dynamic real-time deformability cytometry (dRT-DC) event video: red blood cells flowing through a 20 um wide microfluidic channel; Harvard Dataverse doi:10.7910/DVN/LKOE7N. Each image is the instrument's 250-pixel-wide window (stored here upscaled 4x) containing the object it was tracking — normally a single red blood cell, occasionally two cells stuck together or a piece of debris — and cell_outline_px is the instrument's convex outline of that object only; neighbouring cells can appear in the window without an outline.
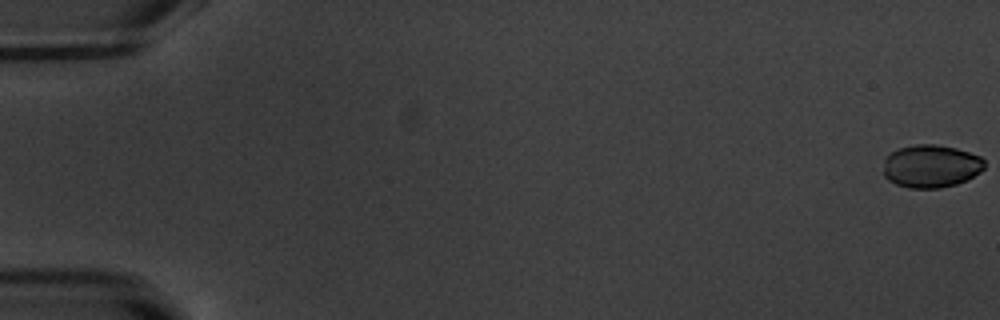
{"species": "common noctule bat (a hibernating species)", "species_latin": "Nyctalus noctula", "temperature_condition": "warm", "stored_images_in_passage": 54, "camera_frame_rate_fps": 3000, "um_per_image_px": 0.085, "animal": {"sex": "male", "body_mass_g": 20.1, "forearm_length_mm": 53.5}, "frame": {"image": 1, "passage_image": 1, "time_ms": 0.0, "image_size_px": [1000, 320], "cell_outline_px": [[984, 168], [980, 172], [956, 184], [940, 188], [908, 188], [896, 184], [888, 180], [884, 176], [884, 160], [896, 148], [916, 144], [936, 144], [956, 148], [980, 156], [984, 160]], "centroid_in_image_um": [79.11, 14.12], "position_along_channel_um": 5.9, "area_um2": 25.26}}
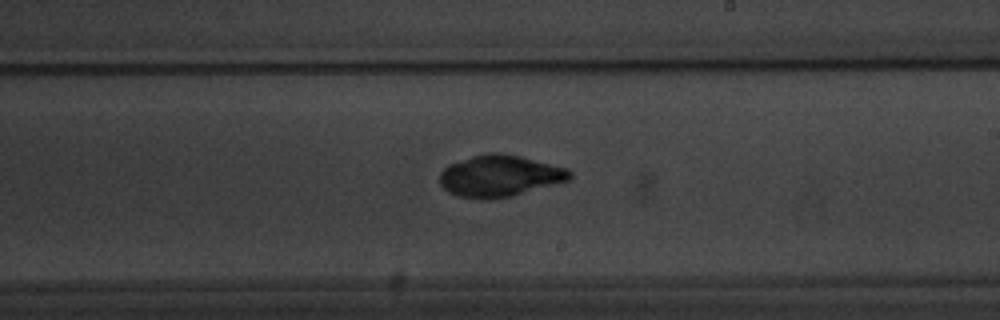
{"frame": {"image": 2, "passage_image": 33, "time_ms": 10.667, "image_size_px": [1000, 320], "cell_outline_px": [[572, 180], [512, 196], [492, 200], [484, 200], [456, 196], [448, 192], [440, 184], [440, 172], [448, 164], [484, 152], [496, 152], [520, 156], [568, 168], [572, 172]], "centroid_in_image_um": [42.49, 14.96], "position_along_channel_um": 246.5, "area_um2": 32.02}}
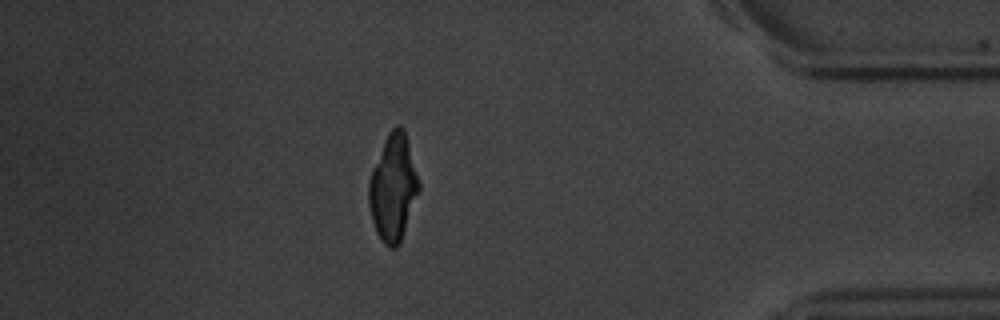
{"frame": {"image": 3, "passage_image": 48, "time_ms": 15.667, "image_size_px": [1000, 320], "cell_outline_px": [[420, 188], [400, 244], [396, 248], [388, 248], [384, 244], [376, 232], [372, 220], [368, 204], [368, 184], [372, 168], [384, 140], [388, 132], [396, 124], [400, 124], [404, 128], [420, 184]], "centroid_in_image_um": [33.4, 15.96], "position_along_channel_um": 401.8, "area_um2": 31.15}}